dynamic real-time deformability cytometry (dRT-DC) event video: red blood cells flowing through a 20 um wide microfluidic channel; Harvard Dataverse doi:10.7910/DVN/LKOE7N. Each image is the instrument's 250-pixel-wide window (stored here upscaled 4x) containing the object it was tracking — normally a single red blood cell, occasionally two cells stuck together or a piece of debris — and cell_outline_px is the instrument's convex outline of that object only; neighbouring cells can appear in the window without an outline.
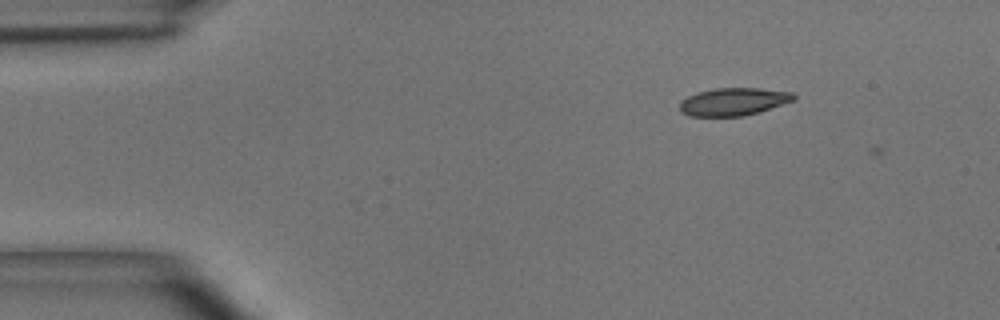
{"species": "common noctule bat (a hibernating species)", "species_latin": "Nyctalus noctula", "temperature_condition": "room temperature", "stored_images_in_passage": 3, "camera_frame_rate_fps": 3000, "um_per_image_px": 0.085, "animal": {"sex": "male", "body_mass_g": 15.6}, "frame": {"image": 1, "passage_image": 2, "time_ms": 0.333, "image_size_px": [1000, 320], "cell_outline_px": [[796, 100], [756, 112], [740, 116], [688, 116], [680, 112], [680, 100], [696, 92], [716, 88], [760, 88], [792, 92], [796, 96]], "centroid_in_image_um": [62.31, 8.63], "position_along_channel_um": 22.7, "area_um2": 18.38}}